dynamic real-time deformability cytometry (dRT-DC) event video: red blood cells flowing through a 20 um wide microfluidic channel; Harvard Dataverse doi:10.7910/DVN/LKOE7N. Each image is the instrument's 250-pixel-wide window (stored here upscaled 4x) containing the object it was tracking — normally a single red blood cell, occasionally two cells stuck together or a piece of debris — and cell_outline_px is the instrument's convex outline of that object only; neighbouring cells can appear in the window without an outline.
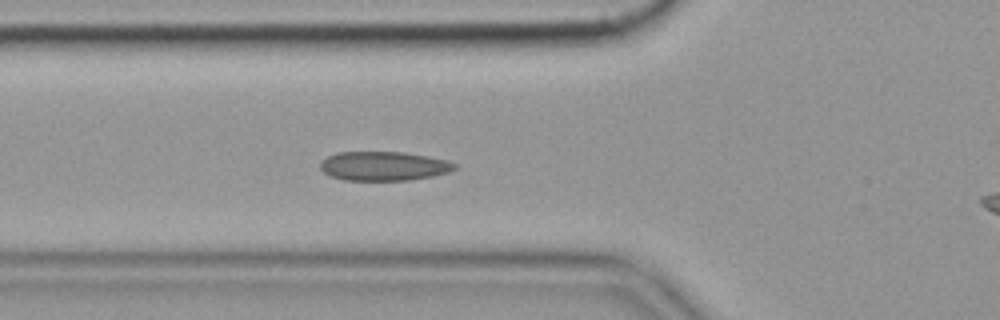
{"species": "common noctule bat (a hibernating species)", "species_latin": "Nyctalus noctula", "temperature_condition": "cold", "stored_images_in_passage": 45, "camera_frame_rate_fps": 3000, "um_per_image_px": 0.085, "animal": {"sex": "female", "body_mass_g": 19.9}, "frame": {"image": 1, "passage_image": 14, "time_ms": 4.333, "image_size_px": [1000, 320], "cell_outline_px": [[456, 168], [448, 172], [432, 176], [412, 180], [344, 180], [328, 176], [320, 168], [320, 160], [336, 152], [404, 152], [428, 156], [448, 160], [456, 164]], "centroid_in_image_um": [32.59, 14.11], "position_along_channel_um": 93.2, "area_um2": 23.0}}